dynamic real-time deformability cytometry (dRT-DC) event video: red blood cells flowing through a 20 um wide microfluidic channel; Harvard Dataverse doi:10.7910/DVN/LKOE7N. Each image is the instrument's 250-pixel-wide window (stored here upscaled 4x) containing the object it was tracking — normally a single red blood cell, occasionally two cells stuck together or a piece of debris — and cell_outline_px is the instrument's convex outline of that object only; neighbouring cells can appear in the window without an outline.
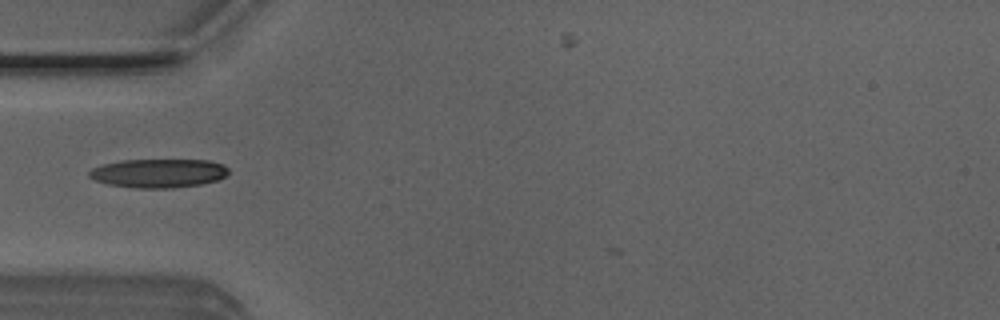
{"species": "Egyptian fruit bat (a non-hibernating species)", "species_latin": "Rousettus aegyptiacus", "temperature_condition": "room temperature", "stored_images_in_passage": 9, "camera_frame_rate_fps": 3000, "um_per_image_px": 0.085, "animal": {"sex": "male"}, "frame": {"image": 1, "passage_image": 6, "time_ms": 1.667, "image_size_px": [1000, 320], "cell_outline_px": [[228, 172], [224, 176], [216, 180], [200, 184], [172, 188], [136, 188], [108, 184], [96, 180], [88, 176], [88, 172], [92, 168], [100, 164], [120, 160], [208, 160], [224, 164], [228, 168]], "centroid_in_image_um": [13.44, 14.71], "position_along_channel_um": 71.6, "area_um2": 23.41}}